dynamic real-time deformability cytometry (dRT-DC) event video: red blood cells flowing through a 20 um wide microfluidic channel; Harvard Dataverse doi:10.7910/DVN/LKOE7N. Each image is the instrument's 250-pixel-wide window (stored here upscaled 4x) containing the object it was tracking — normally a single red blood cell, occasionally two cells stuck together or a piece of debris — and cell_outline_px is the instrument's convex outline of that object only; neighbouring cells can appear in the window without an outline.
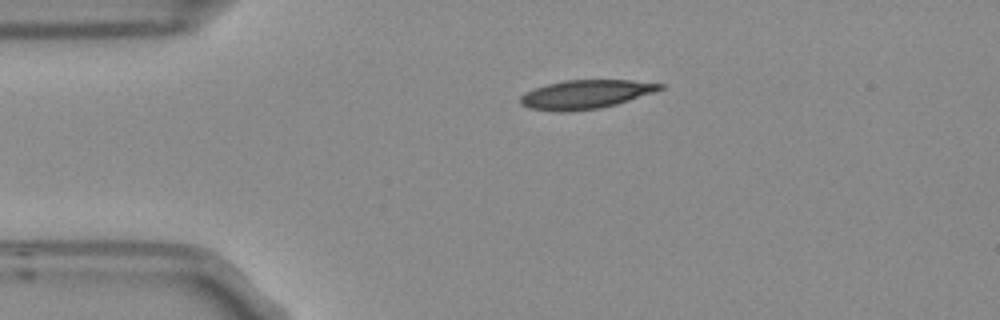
{"species": "Egyptian fruit bat (a non-hibernating species)", "species_latin": "Rousettus aegyptiacus", "temperature_condition": "room temperature", "stored_images_in_passage": 2, "camera_frame_rate_fps": 3000, "um_per_image_px": 0.085, "frame": {"image": 1, "passage_image": 1, "time_ms": 0.0, "image_size_px": [1000, 320], "cell_outline_px": [[664, 88], [616, 104], [600, 108], [568, 112], [556, 112], [528, 108], [520, 104], [520, 96], [524, 92], [548, 84], [564, 80], [632, 80], [664, 84]], "centroid_in_image_um": [49.72, 8.03], "position_along_channel_um": 35.3, "area_um2": 23.35}}